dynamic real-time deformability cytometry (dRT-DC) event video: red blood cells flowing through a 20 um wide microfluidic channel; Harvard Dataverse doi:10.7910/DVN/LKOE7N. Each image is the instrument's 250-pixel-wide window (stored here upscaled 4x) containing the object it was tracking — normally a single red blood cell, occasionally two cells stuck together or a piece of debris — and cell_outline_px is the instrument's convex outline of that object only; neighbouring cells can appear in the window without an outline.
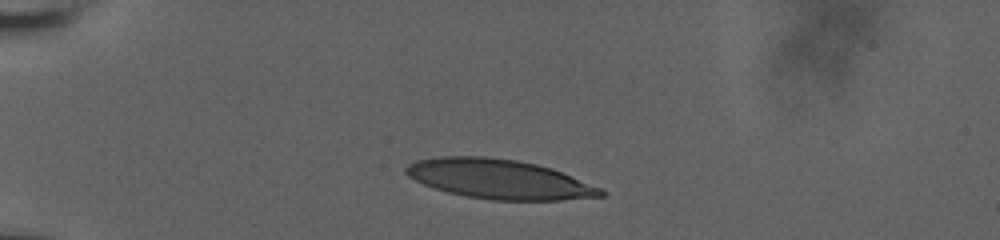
{"species": "human", "species_latin": "Homo sapiens", "temperature_condition": "room temperature", "stored_images_in_passage": 36, "camera_frame_rate_fps": 3000, "um_per_image_px": 0.085, "donor": {"sex": "male"}, "frame": {"image": 1, "passage_image": 1, "time_ms": 0.0, "image_size_px": [1000, 240], "cell_outline_px": [[608, 192], [604, 196], [560, 200], [492, 200], [468, 196], [448, 192], [432, 188], [408, 176], [404, 172], [404, 168], [408, 164], [416, 160], [440, 156], [484, 156], [516, 160], [536, 164], [552, 168], [600, 188]], "centroid_in_image_um": [42.4, 15.22], "position_along_channel_um": 42.6, "area_um2": 44.74}}
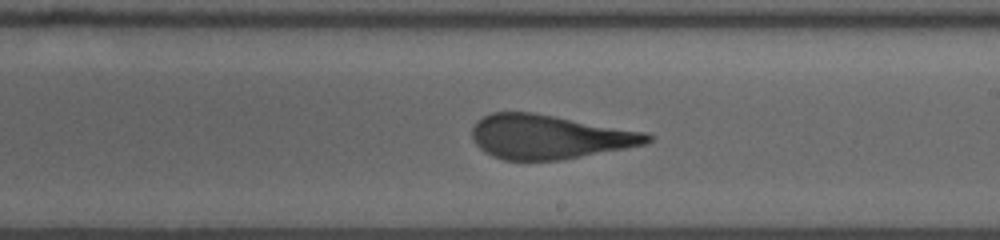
{"frame": {"image": 2, "passage_image": 21, "time_ms": 6.667, "image_size_px": [1000, 240], "cell_outline_px": [[652, 140], [644, 144], [624, 148], [560, 160], [504, 160], [492, 156], [484, 152], [472, 140], [472, 128], [476, 120], [492, 112], [532, 112], [648, 132], [652, 136]], "centroid_in_image_um": [46.65, 11.62], "position_along_channel_um": 242.4, "area_um2": 45.03}}
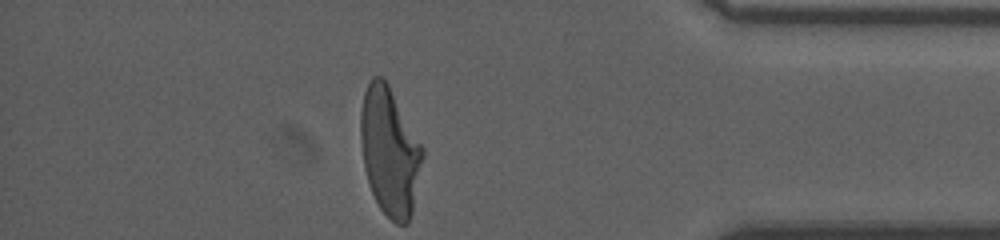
{"frame": {"image": 3, "passage_image": 36, "time_ms": 11.667, "image_size_px": [1000, 240], "cell_outline_px": [[424, 156], [412, 212], [408, 224], [396, 224], [380, 208], [372, 192], [364, 168], [360, 140], [360, 112], [364, 92], [372, 76], [380, 76], [388, 84], [424, 148]], "centroid_in_image_um": [33.12, 12.87], "position_along_channel_um": 402.1, "area_um2": 46.07}, "authors_computed_cell_mechanics": {"area_um2": 46.4712, "velocity_mm_per_s": 3.7266, "shape_relaxation_time_tau1_ms": 7.8491, "shape_relaxation_time_tau2_ms": 1.01, "deformation_change_tau1": 0.2897, "deformation_change_tau2": 0.1144}}